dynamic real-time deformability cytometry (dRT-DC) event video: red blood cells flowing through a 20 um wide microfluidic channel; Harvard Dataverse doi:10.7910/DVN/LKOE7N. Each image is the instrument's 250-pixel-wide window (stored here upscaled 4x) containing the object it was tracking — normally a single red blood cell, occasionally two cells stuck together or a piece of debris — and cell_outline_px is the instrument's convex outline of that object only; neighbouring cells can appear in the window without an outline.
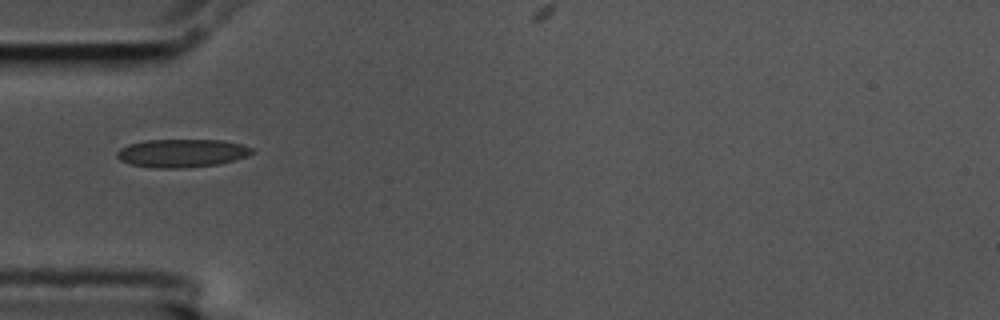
{"species": "common noctule bat (a hibernating species)", "species_latin": "Nyctalus noctula", "temperature_condition": "cold", "stored_images_in_passage": 40, "camera_frame_rate_fps": 3000, "um_per_image_px": 0.085, "animal": {"sex": "male", "body_mass_g": 17.5, "forearm_length_mm": 52.3}, "frame": {"image": 1, "passage_image": 1, "time_ms": 0.0, "image_size_px": [1000, 320], "cell_outline_px": [[252, 152], [248, 156], [220, 164], [184, 168], [156, 168], [128, 164], [120, 160], [116, 156], [116, 152], [120, 148], [128, 144], [144, 140], [220, 140], [240, 144], [252, 148]], "centroid_in_image_um": [15.41, 13.02], "position_along_channel_um": 69.6, "area_um2": 22.25}}
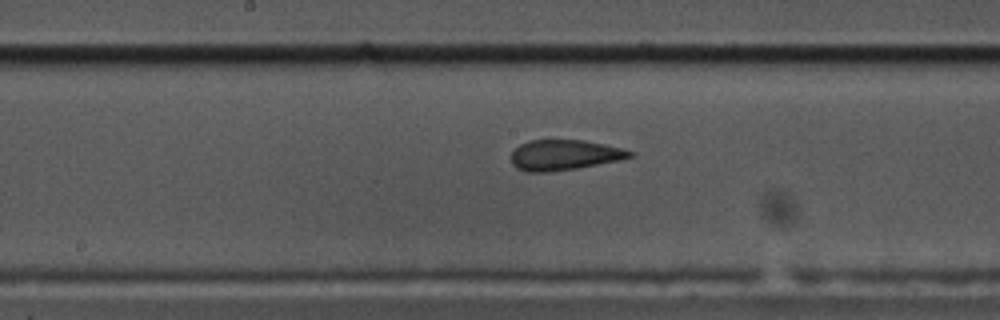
{"frame": {"image": 2, "passage_image": 12, "time_ms": 3.667, "image_size_px": [1000, 320], "cell_outline_px": [[636, 156], [620, 160], [576, 168], [552, 172], [524, 172], [516, 168], [512, 164], [512, 152], [520, 144], [528, 140], [584, 140], [624, 148], [636, 152]], "centroid_in_image_um": [48.0, 13.18], "position_along_channel_um": 200.2, "area_um2": 21.27}}
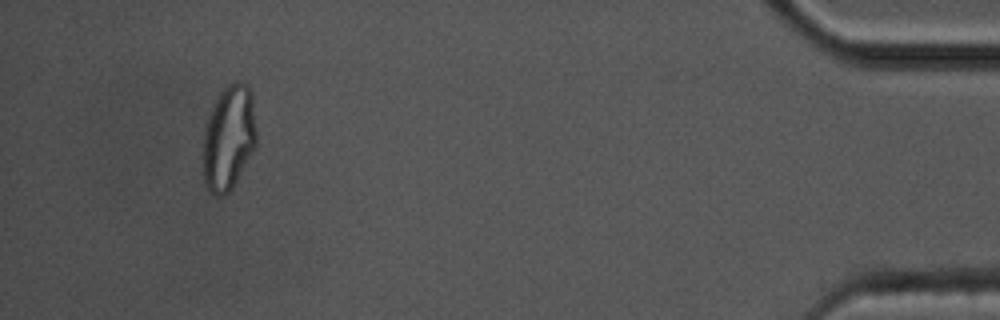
{"frame": {"image": 3, "passage_image": 36, "time_ms": 11.667, "image_size_px": [1000, 320], "cell_outline_px": [[256, 148], [232, 188], [224, 196], [216, 196], [208, 188], [204, 180], [200, 156], [204, 128], [212, 104], [216, 96], [228, 84], [236, 80], [240, 80], [248, 84], [252, 92], [256, 128]], "centroid_in_image_um": [19.42, 11.69], "position_along_channel_um": 415.8, "area_um2": 33.81}, "authors_computed_cell_mechanics": {"area_um2": 21.8484, "velocity_mm_per_s": 3.56, "shape_relaxation_time_tau1_ms": 8.1769, "shape_relaxation_time_tau2_ms": 1.651, "deformation_change_tau1": 0.1661, "deformation_change_tau2": 0.0545}}